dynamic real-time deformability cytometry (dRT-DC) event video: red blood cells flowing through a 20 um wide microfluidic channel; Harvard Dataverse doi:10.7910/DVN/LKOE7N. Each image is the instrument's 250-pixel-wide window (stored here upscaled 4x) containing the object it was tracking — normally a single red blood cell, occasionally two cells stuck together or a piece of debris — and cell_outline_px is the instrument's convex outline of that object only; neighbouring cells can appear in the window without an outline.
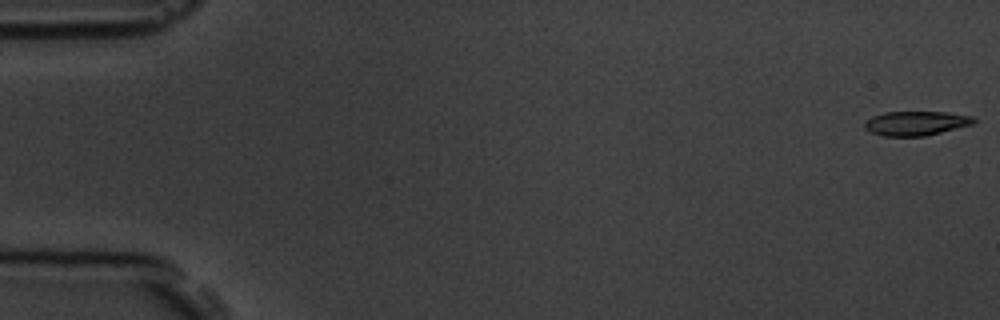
{"species": "common noctule bat (a hibernating species)", "species_latin": "Nyctalus noctula", "temperature_condition": "room temperature", "stored_images_in_passage": 6, "camera_frame_rate_fps": 3000, "um_per_image_px": 0.085, "animal": {"sex": "male", "body_mass_g": 19.5, "forearm_length_mm": 54.6}, "frame": {"image": 1, "passage_image": 1, "time_ms": 0.0, "image_size_px": [1000, 320], "cell_outline_px": [[976, 124], [924, 136], [884, 136], [872, 132], [864, 128], [864, 124], [872, 116], [884, 112], [948, 112], [976, 116]], "centroid_in_image_um": [77.94, 10.47], "position_along_channel_um": 7.1, "area_um2": 15.61}}
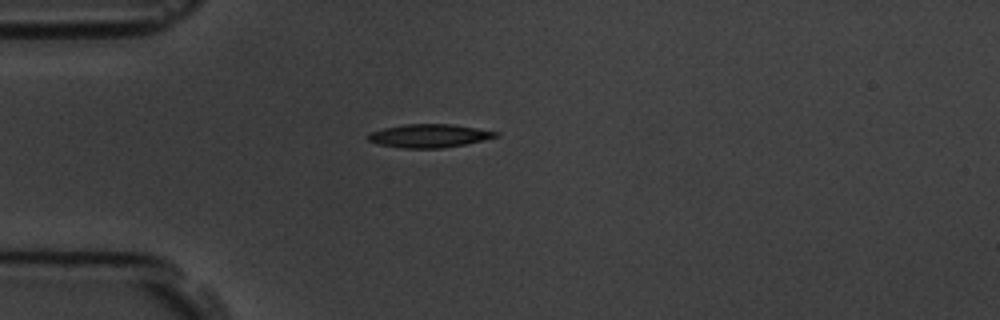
{"frame": {"image": 2, "passage_image": 5, "time_ms": 4.667, "image_size_px": [1000, 320], "cell_outline_px": [[500, 136], [484, 140], [464, 144], [440, 148], [400, 148], [376, 144], [368, 140], [364, 136], [368, 132], [384, 128], [404, 124], [452, 124], [500, 132]], "centroid_in_image_um": [36.43, 11.54], "position_along_channel_um": 48.6, "area_um2": 17.57}}